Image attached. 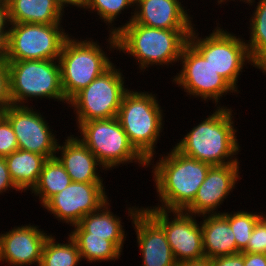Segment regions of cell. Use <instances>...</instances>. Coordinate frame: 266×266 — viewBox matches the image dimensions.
Segmentation results:
<instances>
[{"instance_id":"obj_1","label":"cell","mask_w":266,"mask_h":266,"mask_svg":"<svg viewBox=\"0 0 266 266\" xmlns=\"http://www.w3.org/2000/svg\"><path fill=\"white\" fill-rule=\"evenodd\" d=\"M232 109L224 105L215 107L173 147L187 157L212 166L240 163L237 155L241 154V146Z\"/></svg>"},{"instance_id":"obj_2","label":"cell","mask_w":266,"mask_h":266,"mask_svg":"<svg viewBox=\"0 0 266 266\" xmlns=\"http://www.w3.org/2000/svg\"><path fill=\"white\" fill-rule=\"evenodd\" d=\"M172 148L166 155H158L160 157L156 163L154 160L148 161L147 167L153 169L151 173L158 204L145 207L184 211L194 201L212 166L181 154L173 145Z\"/></svg>"},{"instance_id":"obj_3","label":"cell","mask_w":266,"mask_h":266,"mask_svg":"<svg viewBox=\"0 0 266 266\" xmlns=\"http://www.w3.org/2000/svg\"><path fill=\"white\" fill-rule=\"evenodd\" d=\"M191 32L151 28L132 20L117 27V51H122L121 55L125 53L136 61L135 65L140 70L137 74L148 71L150 66H176Z\"/></svg>"},{"instance_id":"obj_4","label":"cell","mask_w":266,"mask_h":266,"mask_svg":"<svg viewBox=\"0 0 266 266\" xmlns=\"http://www.w3.org/2000/svg\"><path fill=\"white\" fill-rule=\"evenodd\" d=\"M107 37L105 48L92 37L79 39L70 35L64 42L58 61L63 94L68 102L114 64L107 53L117 52L116 37L111 33ZM106 48L108 52L104 51Z\"/></svg>"},{"instance_id":"obj_5","label":"cell","mask_w":266,"mask_h":266,"mask_svg":"<svg viewBox=\"0 0 266 266\" xmlns=\"http://www.w3.org/2000/svg\"><path fill=\"white\" fill-rule=\"evenodd\" d=\"M133 90L129 88L123 96L117 119L135 150L147 162L156 160L154 157L159 154L156 145L165 125V110L153 91Z\"/></svg>"},{"instance_id":"obj_6","label":"cell","mask_w":266,"mask_h":266,"mask_svg":"<svg viewBox=\"0 0 266 266\" xmlns=\"http://www.w3.org/2000/svg\"><path fill=\"white\" fill-rule=\"evenodd\" d=\"M10 96L13 105H30L33 99L67 104L58 60L7 61ZM30 100V101H29Z\"/></svg>"},{"instance_id":"obj_7","label":"cell","mask_w":266,"mask_h":266,"mask_svg":"<svg viewBox=\"0 0 266 266\" xmlns=\"http://www.w3.org/2000/svg\"><path fill=\"white\" fill-rule=\"evenodd\" d=\"M215 22L217 26L208 36H199L198 28L193 27L188 42L239 94L238 80L241 79L242 72H245L243 69L247 63L257 67L250 57L245 38L228 32V29H223L220 23Z\"/></svg>"},{"instance_id":"obj_8","label":"cell","mask_w":266,"mask_h":266,"mask_svg":"<svg viewBox=\"0 0 266 266\" xmlns=\"http://www.w3.org/2000/svg\"><path fill=\"white\" fill-rule=\"evenodd\" d=\"M74 130L106 171L130 163L148 169V162L130 144L117 117L82 122Z\"/></svg>"},{"instance_id":"obj_9","label":"cell","mask_w":266,"mask_h":266,"mask_svg":"<svg viewBox=\"0 0 266 266\" xmlns=\"http://www.w3.org/2000/svg\"><path fill=\"white\" fill-rule=\"evenodd\" d=\"M116 67L113 64L69 101L67 107L73 109L77 124L75 127L90 120L117 117L123 96L129 87L125 85L127 80L123 75L124 70Z\"/></svg>"},{"instance_id":"obj_10","label":"cell","mask_w":266,"mask_h":266,"mask_svg":"<svg viewBox=\"0 0 266 266\" xmlns=\"http://www.w3.org/2000/svg\"><path fill=\"white\" fill-rule=\"evenodd\" d=\"M70 35L62 24L11 23L5 60H58Z\"/></svg>"},{"instance_id":"obj_11","label":"cell","mask_w":266,"mask_h":266,"mask_svg":"<svg viewBox=\"0 0 266 266\" xmlns=\"http://www.w3.org/2000/svg\"><path fill=\"white\" fill-rule=\"evenodd\" d=\"M178 63L182 67L170 81L183 89L186 96L200 98L204 104L212 100L214 107H222L220 101L223 96L238 94L189 42L183 48Z\"/></svg>"},{"instance_id":"obj_12","label":"cell","mask_w":266,"mask_h":266,"mask_svg":"<svg viewBox=\"0 0 266 266\" xmlns=\"http://www.w3.org/2000/svg\"><path fill=\"white\" fill-rule=\"evenodd\" d=\"M143 209L163 228L177 263L205 258L199 216L154 207Z\"/></svg>"},{"instance_id":"obj_13","label":"cell","mask_w":266,"mask_h":266,"mask_svg":"<svg viewBox=\"0 0 266 266\" xmlns=\"http://www.w3.org/2000/svg\"><path fill=\"white\" fill-rule=\"evenodd\" d=\"M35 105H11L3 116L10 122L16 135L18 148L45 156L47 159L56 155L60 139L50 123L43 116L44 112L34 108ZM42 114V115H41Z\"/></svg>"},{"instance_id":"obj_14","label":"cell","mask_w":266,"mask_h":266,"mask_svg":"<svg viewBox=\"0 0 266 266\" xmlns=\"http://www.w3.org/2000/svg\"><path fill=\"white\" fill-rule=\"evenodd\" d=\"M104 183L71 182L64 190L51 197L43 206L58 222L72 227L92 212L99 210L110 199Z\"/></svg>"},{"instance_id":"obj_15","label":"cell","mask_w":266,"mask_h":266,"mask_svg":"<svg viewBox=\"0 0 266 266\" xmlns=\"http://www.w3.org/2000/svg\"><path fill=\"white\" fill-rule=\"evenodd\" d=\"M127 205L136 243L142 259L141 266H177L163 228L143 209L142 206ZM142 254V255H141Z\"/></svg>"},{"instance_id":"obj_16","label":"cell","mask_w":266,"mask_h":266,"mask_svg":"<svg viewBox=\"0 0 266 266\" xmlns=\"http://www.w3.org/2000/svg\"><path fill=\"white\" fill-rule=\"evenodd\" d=\"M240 163L211 166L204 182L198 188L194 201L184 212L202 216L205 214H221L218 209L229 198L228 196L237 189L241 178Z\"/></svg>"},{"instance_id":"obj_17","label":"cell","mask_w":266,"mask_h":266,"mask_svg":"<svg viewBox=\"0 0 266 266\" xmlns=\"http://www.w3.org/2000/svg\"><path fill=\"white\" fill-rule=\"evenodd\" d=\"M40 226L22 224L0 233V263L9 266H40L44 244L50 235ZM48 234V235H47Z\"/></svg>"},{"instance_id":"obj_18","label":"cell","mask_w":266,"mask_h":266,"mask_svg":"<svg viewBox=\"0 0 266 266\" xmlns=\"http://www.w3.org/2000/svg\"><path fill=\"white\" fill-rule=\"evenodd\" d=\"M182 3V0H135L133 21L151 28L192 30L197 24L190 9Z\"/></svg>"},{"instance_id":"obj_19","label":"cell","mask_w":266,"mask_h":266,"mask_svg":"<svg viewBox=\"0 0 266 266\" xmlns=\"http://www.w3.org/2000/svg\"><path fill=\"white\" fill-rule=\"evenodd\" d=\"M66 138L63 143L58 142L55 157L63 165L72 182L103 183L104 178L100 172L105 174L106 170L96 156L74 134L70 133Z\"/></svg>"},{"instance_id":"obj_20","label":"cell","mask_w":266,"mask_h":266,"mask_svg":"<svg viewBox=\"0 0 266 266\" xmlns=\"http://www.w3.org/2000/svg\"><path fill=\"white\" fill-rule=\"evenodd\" d=\"M111 201L110 199L99 210L85 215L78 224L72 226L74 229L70 233H90V236L106 237V240L112 241L124 252L127 232L122 218L110 209Z\"/></svg>"},{"instance_id":"obj_21","label":"cell","mask_w":266,"mask_h":266,"mask_svg":"<svg viewBox=\"0 0 266 266\" xmlns=\"http://www.w3.org/2000/svg\"><path fill=\"white\" fill-rule=\"evenodd\" d=\"M199 217L202 219L200 224L205 258L237 253L233 230L222 214H205Z\"/></svg>"},{"instance_id":"obj_22","label":"cell","mask_w":266,"mask_h":266,"mask_svg":"<svg viewBox=\"0 0 266 266\" xmlns=\"http://www.w3.org/2000/svg\"><path fill=\"white\" fill-rule=\"evenodd\" d=\"M11 23L64 24L63 11L54 0H7Z\"/></svg>"},{"instance_id":"obj_23","label":"cell","mask_w":266,"mask_h":266,"mask_svg":"<svg viewBox=\"0 0 266 266\" xmlns=\"http://www.w3.org/2000/svg\"><path fill=\"white\" fill-rule=\"evenodd\" d=\"M10 176L21 192L31 191L37 184L47 158L43 155L17 149L4 157Z\"/></svg>"},{"instance_id":"obj_24","label":"cell","mask_w":266,"mask_h":266,"mask_svg":"<svg viewBox=\"0 0 266 266\" xmlns=\"http://www.w3.org/2000/svg\"><path fill=\"white\" fill-rule=\"evenodd\" d=\"M244 0L254 8L249 19V40L246 41L250 57L260 71L266 69V0ZM255 3L257 4L255 6ZM255 6V7H254Z\"/></svg>"},{"instance_id":"obj_25","label":"cell","mask_w":266,"mask_h":266,"mask_svg":"<svg viewBox=\"0 0 266 266\" xmlns=\"http://www.w3.org/2000/svg\"><path fill=\"white\" fill-rule=\"evenodd\" d=\"M72 179L56 157L47 159L43 165L37 184L30 191L43 206L51 197L64 190Z\"/></svg>"},{"instance_id":"obj_26","label":"cell","mask_w":266,"mask_h":266,"mask_svg":"<svg viewBox=\"0 0 266 266\" xmlns=\"http://www.w3.org/2000/svg\"><path fill=\"white\" fill-rule=\"evenodd\" d=\"M78 245L82 260L86 263L116 261L123 255L122 251L106 237L90 236V233H67Z\"/></svg>"},{"instance_id":"obj_27","label":"cell","mask_w":266,"mask_h":266,"mask_svg":"<svg viewBox=\"0 0 266 266\" xmlns=\"http://www.w3.org/2000/svg\"><path fill=\"white\" fill-rule=\"evenodd\" d=\"M52 235L44 244L40 266H78L82 258L73 238L68 234L67 242L61 243Z\"/></svg>"},{"instance_id":"obj_28","label":"cell","mask_w":266,"mask_h":266,"mask_svg":"<svg viewBox=\"0 0 266 266\" xmlns=\"http://www.w3.org/2000/svg\"><path fill=\"white\" fill-rule=\"evenodd\" d=\"M131 16L126 20L125 24L130 23L133 20L135 12V0H83L81 9L84 11H90L89 13L97 14L102 23L107 25L106 30L108 33L115 34L117 32V25L115 21H118L120 14L123 15L125 10H130ZM123 11V12H122ZM96 12V13H95ZM115 23V24H114Z\"/></svg>"},{"instance_id":"obj_29","label":"cell","mask_w":266,"mask_h":266,"mask_svg":"<svg viewBox=\"0 0 266 266\" xmlns=\"http://www.w3.org/2000/svg\"><path fill=\"white\" fill-rule=\"evenodd\" d=\"M225 211L226 210L221 214L228 220L233 230L237 245V253H241L247 247L255 223L264 212L255 211L253 213V211L236 210L229 213Z\"/></svg>"},{"instance_id":"obj_30","label":"cell","mask_w":266,"mask_h":266,"mask_svg":"<svg viewBox=\"0 0 266 266\" xmlns=\"http://www.w3.org/2000/svg\"><path fill=\"white\" fill-rule=\"evenodd\" d=\"M266 212L257 220L247 247L242 252L266 253Z\"/></svg>"},{"instance_id":"obj_31","label":"cell","mask_w":266,"mask_h":266,"mask_svg":"<svg viewBox=\"0 0 266 266\" xmlns=\"http://www.w3.org/2000/svg\"><path fill=\"white\" fill-rule=\"evenodd\" d=\"M18 148L16 135L10 122L2 116L0 118V157H6Z\"/></svg>"},{"instance_id":"obj_32","label":"cell","mask_w":266,"mask_h":266,"mask_svg":"<svg viewBox=\"0 0 266 266\" xmlns=\"http://www.w3.org/2000/svg\"><path fill=\"white\" fill-rule=\"evenodd\" d=\"M11 105L8 64L3 58L0 59V107L5 111Z\"/></svg>"},{"instance_id":"obj_33","label":"cell","mask_w":266,"mask_h":266,"mask_svg":"<svg viewBox=\"0 0 266 266\" xmlns=\"http://www.w3.org/2000/svg\"><path fill=\"white\" fill-rule=\"evenodd\" d=\"M13 190H15V192L19 191V193H22L10 176L5 158L0 157V195L9 193V191L13 192Z\"/></svg>"},{"instance_id":"obj_34","label":"cell","mask_w":266,"mask_h":266,"mask_svg":"<svg viewBox=\"0 0 266 266\" xmlns=\"http://www.w3.org/2000/svg\"><path fill=\"white\" fill-rule=\"evenodd\" d=\"M213 266H244V252L211 258Z\"/></svg>"},{"instance_id":"obj_35","label":"cell","mask_w":266,"mask_h":266,"mask_svg":"<svg viewBox=\"0 0 266 266\" xmlns=\"http://www.w3.org/2000/svg\"><path fill=\"white\" fill-rule=\"evenodd\" d=\"M11 26L8 4L0 3V34L7 40Z\"/></svg>"},{"instance_id":"obj_36","label":"cell","mask_w":266,"mask_h":266,"mask_svg":"<svg viewBox=\"0 0 266 266\" xmlns=\"http://www.w3.org/2000/svg\"><path fill=\"white\" fill-rule=\"evenodd\" d=\"M244 266H266V253L244 252Z\"/></svg>"},{"instance_id":"obj_37","label":"cell","mask_w":266,"mask_h":266,"mask_svg":"<svg viewBox=\"0 0 266 266\" xmlns=\"http://www.w3.org/2000/svg\"><path fill=\"white\" fill-rule=\"evenodd\" d=\"M177 266H213L210 258H203L200 260L184 261L177 264Z\"/></svg>"},{"instance_id":"obj_38","label":"cell","mask_w":266,"mask_h":266,"mask_svg":"<svg viewBox=\"0 0 266 266\" xmlns=\"http://www.w3.org/2000/svg\"><path fill=\"white\" fill-rule=\"evenodd\" d=\"M54 1L59 5V7L63 11H65L64 9L66 7H70V6H72V8H73V6L77 7L76 9L80 8V10H81L83 0H54Z\"/></svg>"},{"instance_id":"obj_39","label":"cell","mask_w":266,"mask_h":266,"mask_svg":"<svg viewBox=\"0 0 266 266\" xmlns=\"http://www.w3.org/2000/svg\"><path fill=\"white\" fill-rule=\"evenodd\" d=\"M6 55V39L0 34V59Z\"/></svg>"},{"instance_id":"obj_40","label":"cell","mask_w":266,"mask_h":266,"mask_svg":"<svg viewBox=\"0 0 266 266\" xmlns=\"http://www.w3.org/2000/svg\"><path fill=\"white\" fill-rule=\"evenodd\" d=\"M231 1H235V0H217L216 2L218 3V5H220V7H222V4L224 5V4H226V3H228V2H231ZM237 2H238V0H236ZM240 2H241V4H243L242 2L244 1V0H239Z\"/></svg>"},{"instance_id":"obj_41","label":"cell","mask_w":266,"mask_h":266,"mask_svg":"<svg viewBox=\"0 0 266 266\" xmlns=\"http://www.w3.org/2000/svg\"><path fill=\"white\" fill-rule=\"evenodd\" d=\"M4 110L0 107V118L3 116Z\"/></svg>"},{"instance_id":"obj_42","label":"cell","mask_w":266,"mask_h":266,"mask_svg":"<svg viewBox=\"0 0 266 266\" xmlns=\"http://www.w3.org/2000/svg\"><path fill=\"white\" fill-rule=\"evenodd\" d=\"M7 0H0V3H6Z\"/></svg>"}]
</instances>
